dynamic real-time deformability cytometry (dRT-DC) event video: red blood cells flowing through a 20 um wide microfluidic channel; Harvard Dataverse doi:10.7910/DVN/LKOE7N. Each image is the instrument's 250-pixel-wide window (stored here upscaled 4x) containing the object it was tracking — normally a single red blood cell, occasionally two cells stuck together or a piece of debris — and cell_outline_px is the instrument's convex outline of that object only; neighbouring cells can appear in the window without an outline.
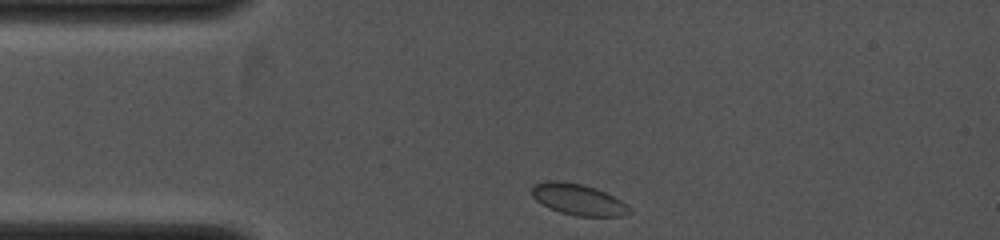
{"species": "common noctule bat (a hibernating species)", "species_latin": "Nyctalus noctula", "temperature_condition": "cold", "stored_images_in_passage": 2, "camera_frame_rate_fps": 4000, "um_per_image_px": 0.085, "animal": {"sex": "female", "body_mass_g": 19.0, "forearm_length_mm": 53.3}, "frame": {"image": 1, "passage_image": 1, "time_ms": 0.0, "image_size_px": [1000, 240], "cell_outline_px": [[632, 212], [620, 216], [576, 216], [560, 212], [536, 200], [532, 196], [532, 188], [536, 184], [548, 180], [556, 180], [580, 184], [596, 188], [620, 200]], "centroid_in_image_um": [49.13, 16.95], "position_along_channel_um": 35.9, "area_um2": 17.28}}
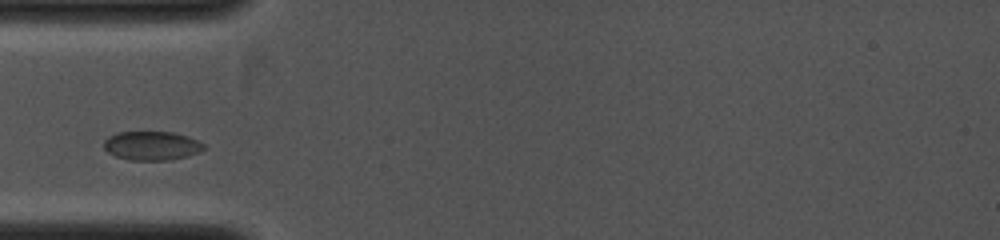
{"frame": {"image": 2, "passage_image": 2, "time_ms": 1.25, "image_size_px": [1000, 240], "cell_outline_px": [[204, 148], [200, 152], [188, 156], [168, 160], [132, 160], [116, 156], [108, 152], [104, 148], [104, 140], [108, 136], [116, 132], [172, 132], [188, 136], [204, 144]], "centroid_in_image_um": [12.89, 12.38], "position_along_channel_um": 72.1, "area_um2": 16.82}}